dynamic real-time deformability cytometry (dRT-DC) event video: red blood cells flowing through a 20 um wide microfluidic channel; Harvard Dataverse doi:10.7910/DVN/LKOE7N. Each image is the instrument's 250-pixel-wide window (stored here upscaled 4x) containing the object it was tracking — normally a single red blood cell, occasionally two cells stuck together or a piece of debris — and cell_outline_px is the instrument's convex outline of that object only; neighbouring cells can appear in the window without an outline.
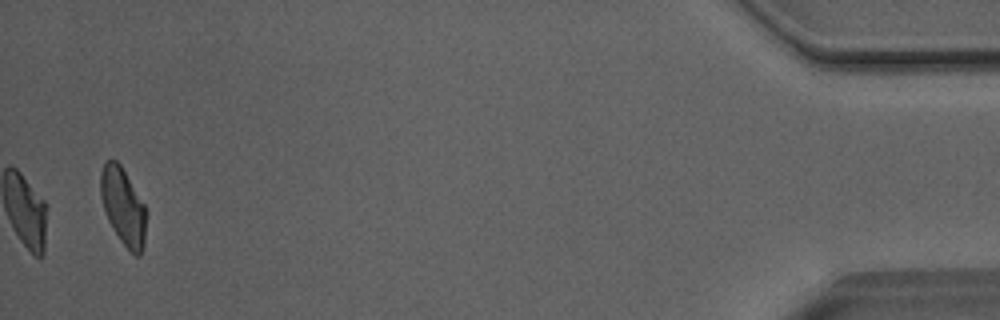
{"species": "Egyptian fruit bat (a non-hibernating species)", "species_latin": "Rousettus aegyptiacus", "temperature_condition": "room temperature", "stored_images_in_passage": 35, "camera_frame_rate_fps": 3000, "um_per_image_px": 0.085, "animal": {"sex": "male"}, "frame": {"image": 1, "passage_image": 35, "time_ms": 11.333, "image_size_px": [1000, 320], "cell_outline_px": [[144, 248], [140, 256], [136, 256], [120, 240], [112, 228], [108, 220], [100, 196], [100, 172], [104, 160], [116, 160], [120, 164], [144, 204]], "centroid_in_image_um": [10.42, 17.52], "position_along_channel_um": 424.8, "area_um2": 20.11}}